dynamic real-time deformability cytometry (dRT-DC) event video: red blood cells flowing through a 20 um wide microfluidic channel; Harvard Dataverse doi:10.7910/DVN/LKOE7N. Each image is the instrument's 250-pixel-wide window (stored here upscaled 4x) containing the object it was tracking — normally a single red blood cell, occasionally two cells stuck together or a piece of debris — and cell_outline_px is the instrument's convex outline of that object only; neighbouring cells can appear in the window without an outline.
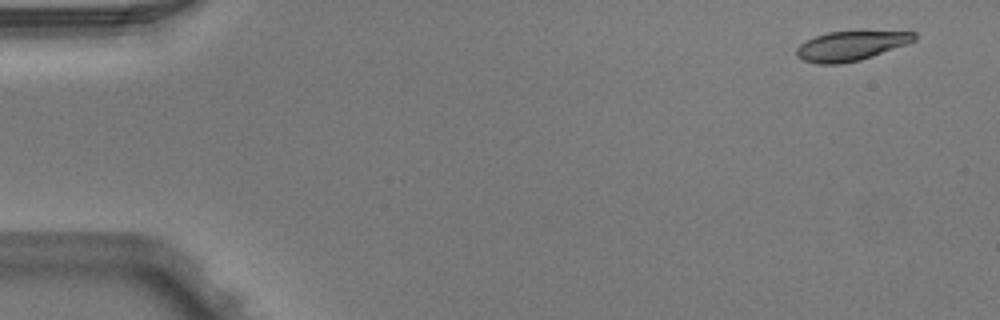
{"species": "Egyptian fruit bat (a non-hibernating species)", "species_latin": "Rousettus aegyptiacus", "temperature_condition": "warm", "stored_images_in_passage": 4, "camera_frame_rate_fps": 3000, "um_per_image_px": 0.085, "animal": {"sex": "male"}, "frame": {"image": 1, "passage_image": 1, "time_ms": 0.0, "image_size_px": [1000, 320], "cell_outline_px": [[916, 40], [872, 56], [860, 60], [836, 64], [816, 64], [804, 60], [796, 56], [796, 48], [800, 44], [816, 36], [828, 32], [916, 32]], "centroid_in_image_um": [72.27, 3.91], "position_along_channel_um": 12.7, "area_um2": 19.77}}
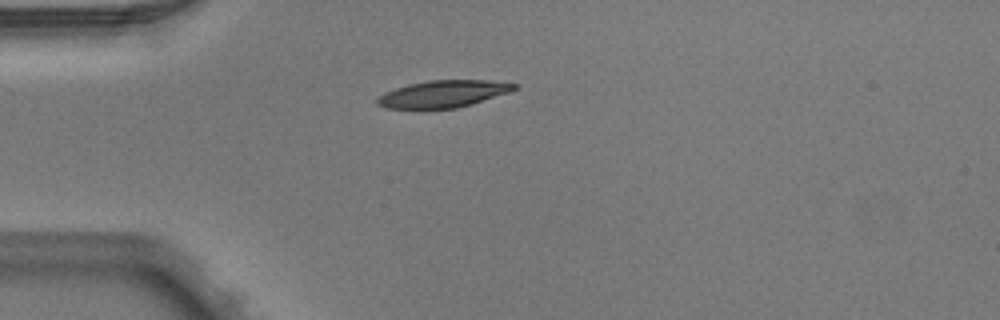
{"frame": {"image": 2, "passage_image": 4, "time_ms": 1.0, "image_size_px": [1000, 320], "cell_outline_px": [[520, 84], [516, 88], [508, 92], [456, 108], [424, 112], [384, 108], [376, 104], [376, 100], [384, 92], [408, 84], [432, 80], [488, 80]], "centroid_in_image_um": [37.55, 8.03], "position_along_channel_um": 47.4, "area_um2": 22.25}}